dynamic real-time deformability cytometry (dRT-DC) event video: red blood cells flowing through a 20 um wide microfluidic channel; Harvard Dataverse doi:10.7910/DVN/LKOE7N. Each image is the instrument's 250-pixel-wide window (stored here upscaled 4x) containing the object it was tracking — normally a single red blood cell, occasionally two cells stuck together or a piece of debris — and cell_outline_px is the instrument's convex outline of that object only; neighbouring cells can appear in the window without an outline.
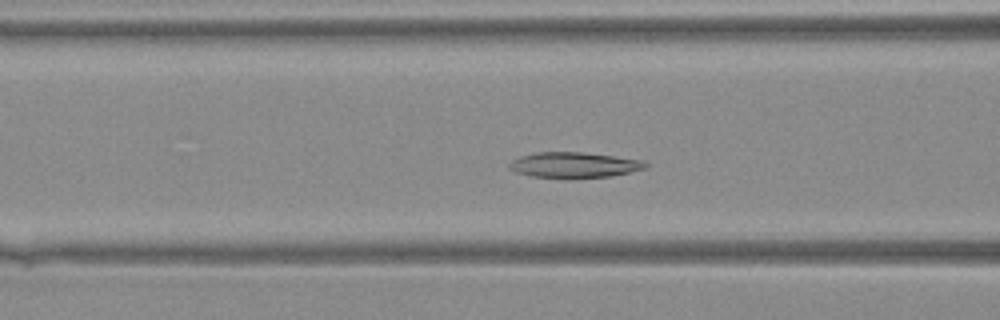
{"species": "Egyptian fruit bat (a non-hibernating species)", "species_latin": "Rousettus aegyptiacus", "temperature_condition": "warm", "stored_images_in_passage": 39, "camera_frame_rate_fps": 3000, "um_per_image_px": 0.085, "animal": {"sex": "female"}, "frame": {"image": 1, "passage_image": 14, "time_ms": 4.333, "image_size_px": [1000, 320], "cell_outline_px": [[648, 168], [612, 176], [576, 180], [568, 180], [532, 176], [516, 172], [508, 168], [508, 164], [512, 160], [520, 156], [536, 152], [584, 152], [644, 160], [648, 164]], "centroid_in_image_um": [48.82, 14.05], "position_along_channel_um": 117.8, "area_um2": 21.04}}
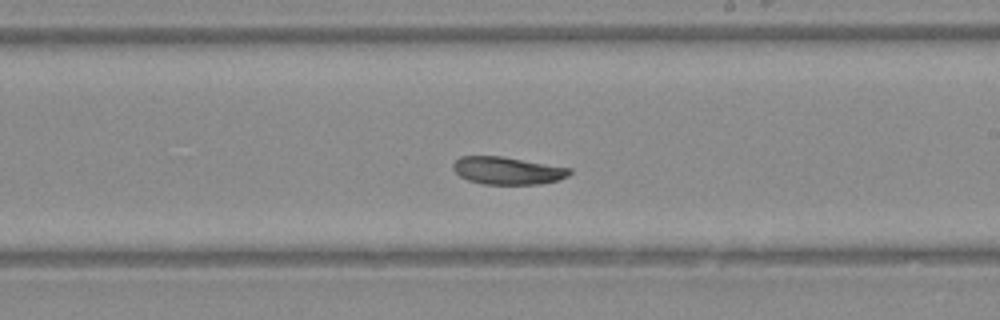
{"frame": {"image": 2, "passage_image": 22, "time_ms": 7.0, "image_size_px": [1000, 320], "cell_outline_px": [[572, 172], [568, 176], [560, 180], [540, 184], [484, 184], [468, 180], [460, 176], [452, 168], [452, 164], [460, 156], [500, 156], [572, 168]], "centroid_in_image_um": [43.15, 14.5], "position_along_channel_um": 245.8, "area_um2": 18.73}}
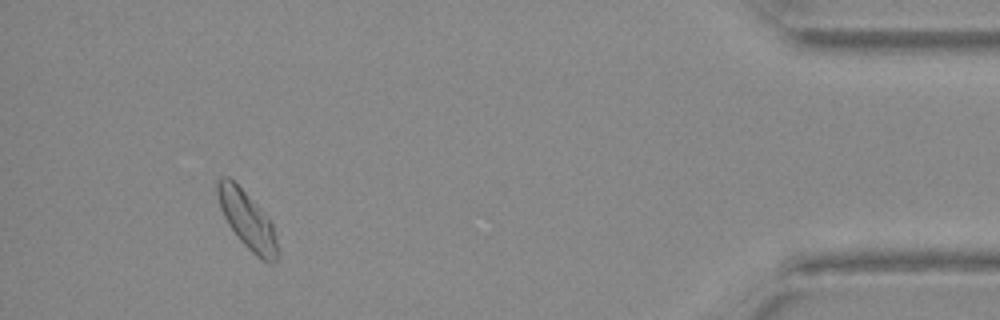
{"frame": {"image": 3, "passage_image": 36, "time_ms": 11.667, "image_size_px": [1000, 320], "cell_outline_px": [[280, 256], [272, 264], [268, 264], [256, 256], [236, 236], [228, 224], [220, 208], [216, 192], [216, 180], [220, 176], [228, 176], [272, 220], [276, 236]], "centroid_in_image_um": [21.04, 18.74], "position_along_channel_um": 414.2, "area_um2": 20.35}}